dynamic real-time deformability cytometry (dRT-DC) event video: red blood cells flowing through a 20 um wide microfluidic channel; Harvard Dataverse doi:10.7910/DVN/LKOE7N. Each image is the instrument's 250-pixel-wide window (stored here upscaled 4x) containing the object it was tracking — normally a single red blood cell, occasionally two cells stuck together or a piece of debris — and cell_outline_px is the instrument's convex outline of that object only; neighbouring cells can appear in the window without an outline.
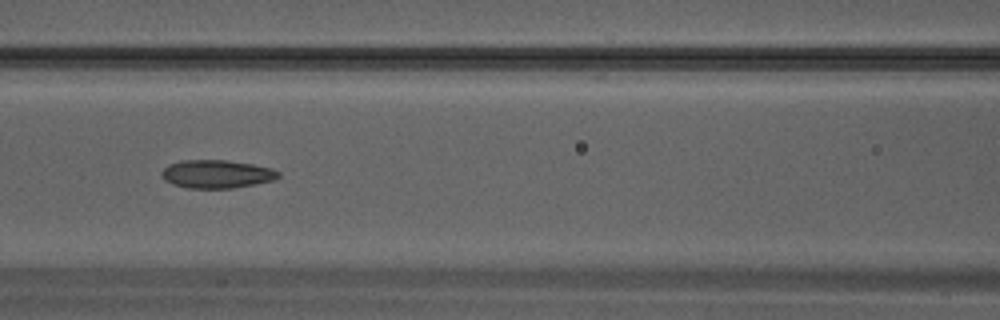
{"species": "Egyptian fruit bat (a non-hibernating species)", "species_latin": "Rousettus aegyptiacus", "temperature_condition": "warm", "stored_images_in_passage": 32, "camera_frame_rate_fps": 3000, "um_per_image_px": 0.085, "animal": {"sex": "male"}, "frame": {"image": 1, "passage_image": 14, "time_ms": 4.333, "image_size_px": [1000, 320], "cell_outline_px": [[280, 176], [272, 180], [256, 184], [232, 188], [188, 188], [172, 184], [164, 180], [160, 176], [160, 172], [168, 164], [180, 160], [228, 160], [252, 164], [272, 168], [280, 172]], "centroid_in_image_um": [18.38, 14.79], "position_along_channel_um": 148.2, "area_um2": 19.36}}
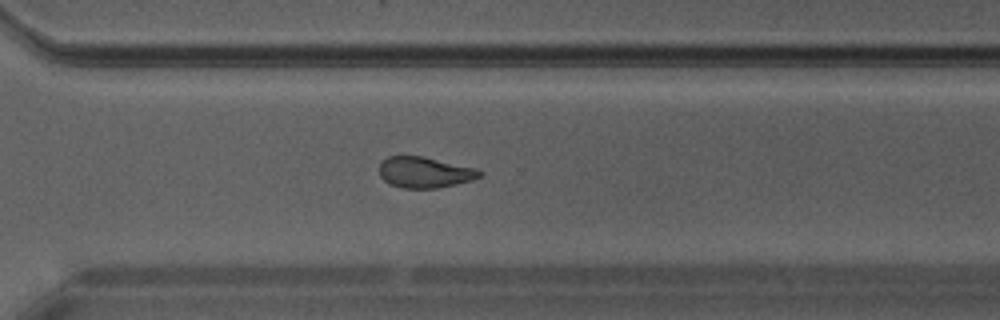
{"frame": {"image": 2, "passage_image": 23, "time_ms": 7.333, "image_size_px": [1000, 320], "cell_outline_px": [[484, 172], [480, 176], [472, 180], [456, 184], [436, 188], [404, 188], [392, 184], [384, 180], [380, 176], [380, 164], [388, 156], [420, 156], [476, 168]], "centroid_in_image_um": [36.12, 14.65], "position_along_channel_um": 334.5, "area_um2": 17.8}}